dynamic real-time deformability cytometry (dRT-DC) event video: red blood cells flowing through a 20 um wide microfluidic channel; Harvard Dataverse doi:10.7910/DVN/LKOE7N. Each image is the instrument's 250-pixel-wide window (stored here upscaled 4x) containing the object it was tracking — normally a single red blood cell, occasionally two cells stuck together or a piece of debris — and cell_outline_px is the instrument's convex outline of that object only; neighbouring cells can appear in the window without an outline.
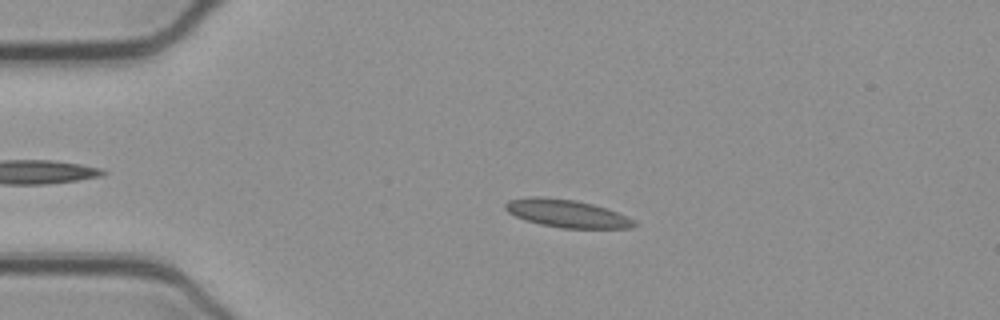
{"species": "common noctule bat (a hibernating species)", "species_latin": "Nyctalus noctula", "temperature_condition": "cold", "stored_images_in_passage": 52, "camera_frame_rate_fps": 3000, "um_per_image_px": 0.085, "animal": {"sex": "female", "body_mass_g": 21.9}, "frame": {"image": 1, "passage_image": 11, "time_ms": 3.333, "image_size_px": [1000, 320], "cell_outline_px": [[640, 224], [632, 228], [560, 228], [540, 224], [524, 220], [508, 212], [504, 208], [504, 204], [508, 200], [528, 196], [536, 196], [576, 200], [592, 204], [616, 212], [636, 220]], "centroid_in_image_um": [48.17, 18.15], "position_along_channel_um": 36.8, "area_um2": 20.98}}
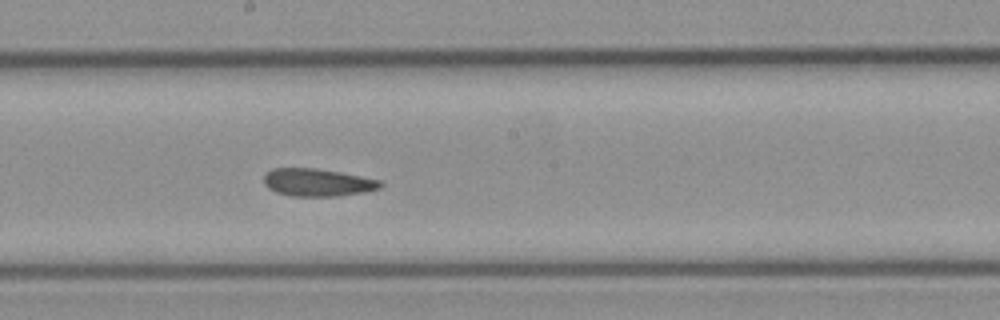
{"frame": {"image": 2, "passage_image": 28, "time_ms": 9.0, "image_size_px": [1000, 320], "cell_outline_px": [[384, 184], [380, 188], [364, 192], [340, 196], [292, 196], [276, 192], [268, 188], [264, 184], [264, 172], [272, 168], [316, 168], [340, 172], [380, 180]], "centroid_in_image_um": [26.97, 15.5], "position_along_channel_um": 221.2, "area_um2": 18.9}}
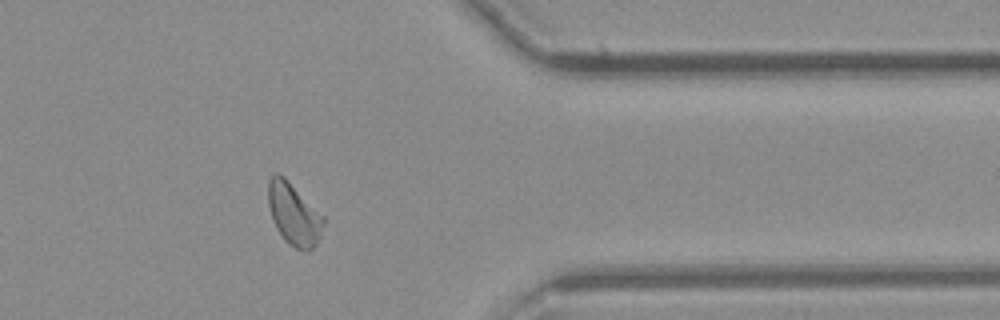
{"frame": {"image": 3, "passage_image": 42, "time_ms": 13.667, "image_size_px": [1000, 320], "cell_outline_px": [[324, 224], [320, 236], [316, 244], [308, 252], [296, 248], [288, 244], [284, 240], [276, 228], [272, 220], [268, 204], [268, 180], [276, 172], [284, 176], [324, 216]], "centroid_in_image_um": [24.97, 18.21], "position_along_channel_um": 386.4, "area_um2": 20.06}, "authors_computed_cell_mechanics": {"area_um2": 19.8254, "velocity_mm_per_s": 3.8776, "shape_relaxation_time_tau1_ms": null, "shape_relaxation_time_tau2_ms": 2.4799, "deformation_change_tau1": null, "deformation_change_tau2": 0.086}}